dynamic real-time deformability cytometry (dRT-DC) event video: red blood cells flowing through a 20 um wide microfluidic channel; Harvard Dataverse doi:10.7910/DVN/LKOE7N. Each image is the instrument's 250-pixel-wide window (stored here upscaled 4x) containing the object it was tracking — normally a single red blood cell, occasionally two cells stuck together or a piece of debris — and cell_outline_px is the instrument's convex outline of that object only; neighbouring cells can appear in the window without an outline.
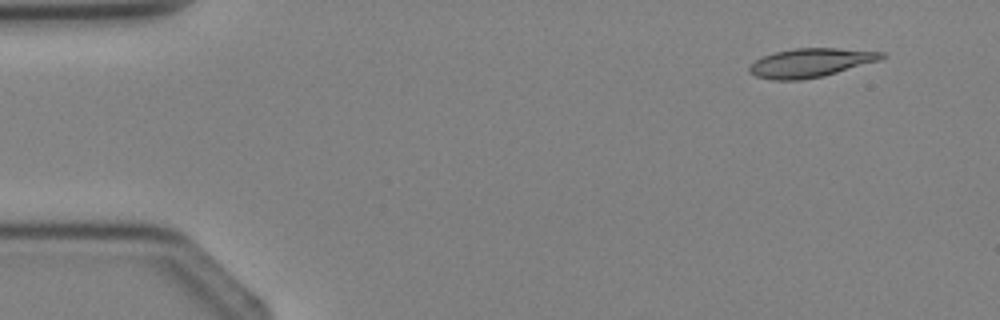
{"species": "Egyptian fruit bat (a non-hibernating species)", "species_latin": "Rousettus aegyptiacus", "temperature_condition": "cold", "stored_images_in_passage": 3, "camera_frame_rate_fps": 3000, "um_per_image_px": 0.085, "animal": {"sex": "female"}, "frame": {"image": 1, "passage_image": 1, "time_ms": 0.0, "image_size_px": [1000, 320], "cell_outline_px": [[888, 56], [880, 60], [824, 76], [800, 80], [772, 80], [756, 76], [748, 72], [748, 68], [756, 60], [764, 56], [776, 52], [792, 48], [836, 48], [884, 52]], "centroid_in_image_um": [68.92, 5.33], "position_along_channel_um": 16.1, "area_um2": 22.2}}
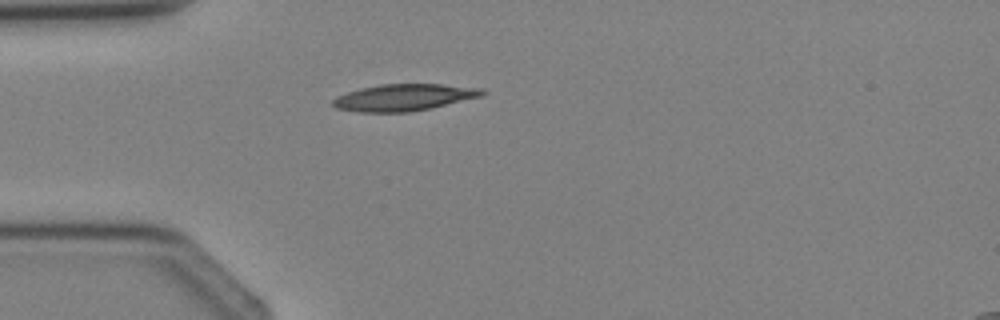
{"frame": {"image": 2, "passage_image": 3, "time_ms": 2.333, "image_size_px": [1000, 320], "cell_outline_px": [[488, 92], [484, 96], [432, 108], [408, 112], [360, 112], [336, 108], [332, 104], [332, 100], [336, 96], [360, 88], [380, 84], [440, 84], [484, 88]], "centroid_in_image_um": [34.39, 8.28], "position_along_channel_um": 50.6, "area_um2": 23.52}}